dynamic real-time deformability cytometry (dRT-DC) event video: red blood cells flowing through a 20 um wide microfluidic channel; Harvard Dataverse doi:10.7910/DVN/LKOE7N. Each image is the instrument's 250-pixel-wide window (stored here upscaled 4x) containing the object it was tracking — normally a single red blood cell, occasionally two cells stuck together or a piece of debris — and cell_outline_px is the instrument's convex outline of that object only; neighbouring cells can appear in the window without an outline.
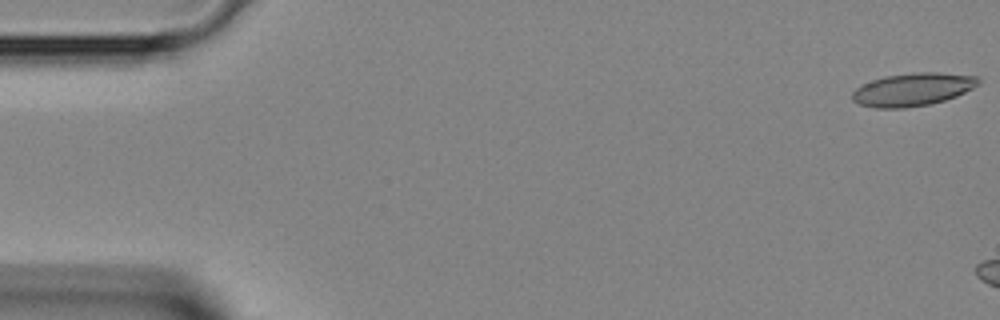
{"species": "Egyptian fruit bat (a non-hibernating species)", "species_latin": "Rousettus aegyptiacus", "temperature_condition": "room temperature", "stored_images_in_passage": 5, "camera_frame_rate_fps": 3000, "um_per_image_px": 0.085, "animal": {"sex": "female"}, "frame": {"image": 1, "passage_image": 1, "time_ms": 0.0, "image_size_px": [1000, 320], "cell_outline_px": [[980, 84], [956, 96], [944, 100], [928, 104], [904, 108], [876, 108], [860, 104], [852, 100], [852, 92], [860, 84], [884, 76], [912, 72], [940, 72], [980, 76]], "centroid_in_image_um": [77.58, 7.58], "position_along_channel_um": 7.4, "area_um2": 24.39}}